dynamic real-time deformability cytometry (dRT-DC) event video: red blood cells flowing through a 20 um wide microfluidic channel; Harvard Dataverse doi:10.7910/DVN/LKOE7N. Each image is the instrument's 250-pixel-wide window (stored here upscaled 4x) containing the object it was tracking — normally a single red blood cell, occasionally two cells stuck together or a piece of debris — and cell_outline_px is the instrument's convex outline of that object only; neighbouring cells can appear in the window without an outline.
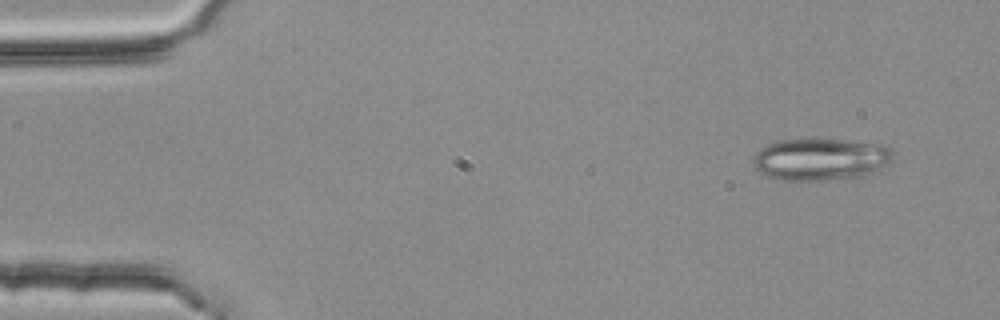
{"species": "common noctule bat (a hibernating species)", "species_latin": "Nyctalus noctula", "temperature_condition": "room temperature", "stored_images_in_passage": 4, "camera_frame_rate_fps": 3000, "um_per_image_px": 0.085, "animal": {"sex": "female", "body_mass_g": 25.1}, "frame": {"image": 1, "passage_image": 1, "time_ms": 0.0, "image_size_px": [1000, 320], "cell_outline_px": [[892, 156], [880, 172], [872, 176], [824, 180], [776, 180], [760, 172], [752, 164], [752, 156], [760, 148], [768, 144], [780, 140], [844, 140], [884, 144], [892, 152]], "centroid_in_image_um": [69.76, 13.56], "position_along_channel_um": 15.2, "area_um2": 34.62}}